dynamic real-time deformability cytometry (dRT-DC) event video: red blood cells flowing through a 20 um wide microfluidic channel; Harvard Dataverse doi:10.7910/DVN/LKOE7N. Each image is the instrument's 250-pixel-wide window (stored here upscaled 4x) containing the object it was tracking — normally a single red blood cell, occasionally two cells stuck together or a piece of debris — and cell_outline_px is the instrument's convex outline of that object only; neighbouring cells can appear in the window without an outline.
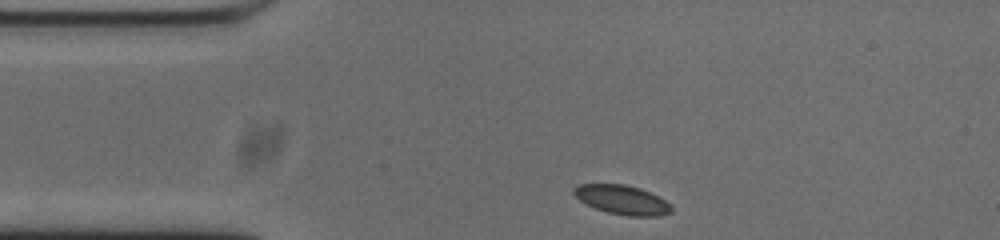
{"species": "common noctule bat (a hibernating species)", "species_latin": "Nyctalus noctula", "temperature_condition": "cold", "stored_images_in_passage": 45, "camera_frame_rate_fps": 3000, "um_per_image_px": 0.085, "animal": {"sex": "male", "body_mass_g": 20.0, "forearm_length_mm": 53.3}, "frame": {"image": 1, "passage_image": 1, "time_ms": 0.0, "image_size_px": [1000, 240], "cell_outline_px": [[672, 212], [660, 216], [628, 216], [608, 212], [596, 208], [580, 200], [572, 192], [572, 188], [580, 184], [624, 184], [640, 188], [664, 200], [672, 208]], "centroid_in_image_um": [52.87, 16.98], "position_along_channel_um": 32.1, "area_um2": 16.36}}
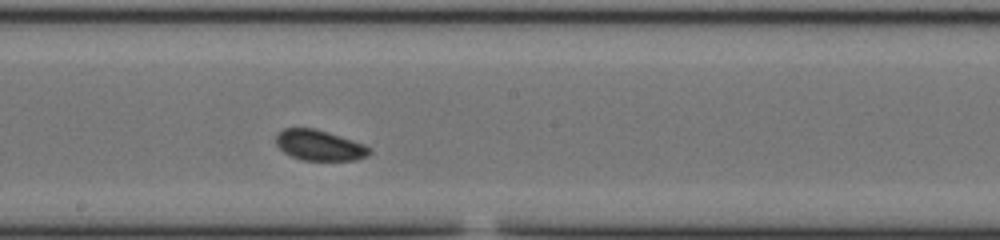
{"frame": {"image": 2, "passage_image": 19, "time_ms": 6.0, "image_size_px": [1000, 240], "cell_outline_px": [[372, 152], [368, 156], [356, 160], [304, 160], [292, 156], [284, 152], [276, 144], [276, 132], [284, 128], [316, 128], [364, 144], [372, 148]], "centroid_in_image_um": [27.16, 12.34], "position_along_channel_um": 221.0, "area_um2": 16.7}}
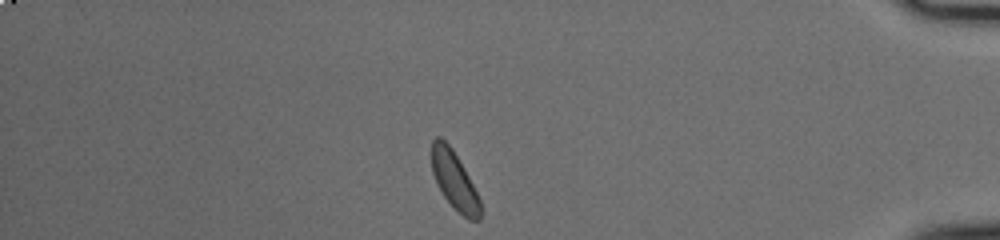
{"frame": {"image": 3, "passage_image": 37, "time_ms": 12.0, "image_size_px": [1000, 240], "cell_outline_px": [[480, 220], [468, 220], [444, 196], [432, 172], [432, 140], [436, 136], [440, 136], [452, 148], [464, 168], [480, 200]], "centroid_in_image_um": [38.61, 15.3], "position_along_channel_um": 396.6, "area_um2": 15.9}, "authors_computed_cell_mechanics": {"area_um2": 16.7042, "velocity_mm_per_s": 3.6825, "shape_relaxation_time_tau1_ms": 1.4319, "shape_relaxation_time_tau2_ms": 2.7032, "deformation_change_tau1": 0.028, "deformation_change_tau2": 0.0529}}